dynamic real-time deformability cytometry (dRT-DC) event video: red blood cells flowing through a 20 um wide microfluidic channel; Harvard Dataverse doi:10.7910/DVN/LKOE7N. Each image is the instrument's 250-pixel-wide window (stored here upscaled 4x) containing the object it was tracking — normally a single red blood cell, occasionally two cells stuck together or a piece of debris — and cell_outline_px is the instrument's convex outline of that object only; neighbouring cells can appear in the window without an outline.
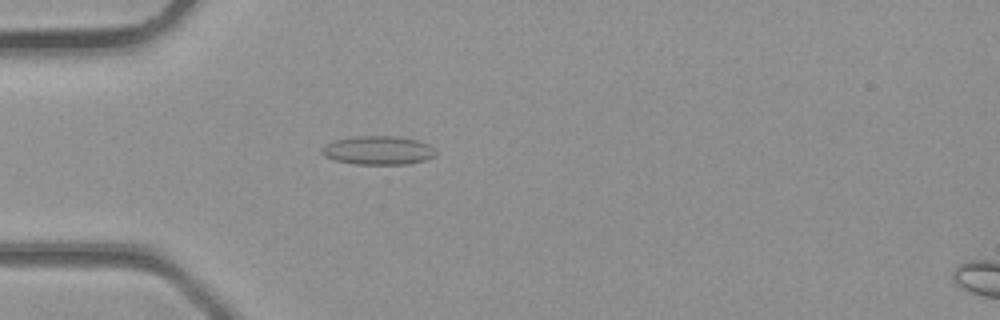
{"species": "common noctule bat (a hibernating species)", "species_latin": "Nyctalus noctula", "temperature_condition": "room temperature", "stored_images_in_passage": 3, "camera_frame_rate_fps": 3000, "um_per_image_px": 0.085, "animal": {"sex": "male", "body_mass_g": 23.1, "forearm_length_mm": 52.7}, "frame": {"image": 1, "passage_image": 2, "time_ms": 0.333, "image_size_px": [1000, 320], "cell_outline_px": [[436, 156], [424, 160], [408, 164], [356, 164], [336, 160], [324, 156], [320, 152], [320, 148], [324, 144], [336, 140], [352, 136], [396, 136], [420, 140], [428, 144], [436, 152]], "centroid_in_image_um": [32.13, 12.77], "position_along_channel_um": 52.9, "area_um2": 19.19}}